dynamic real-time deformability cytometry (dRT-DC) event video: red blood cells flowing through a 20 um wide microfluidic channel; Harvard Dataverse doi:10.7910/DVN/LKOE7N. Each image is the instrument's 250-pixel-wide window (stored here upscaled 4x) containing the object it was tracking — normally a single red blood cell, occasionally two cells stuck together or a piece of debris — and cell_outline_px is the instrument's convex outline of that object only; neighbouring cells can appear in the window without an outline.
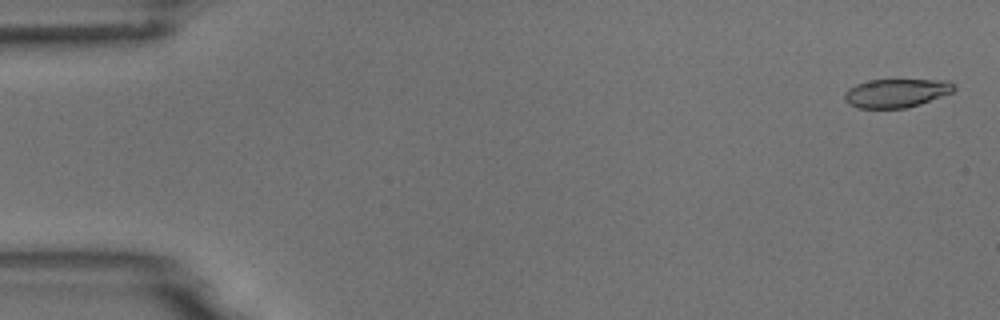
{"species": "common noctule bat (a hibernating species)", "species_latin": "Nyctalus noctula", "temperature_condition": "room temperature", "stored_images_in_passage": 6, "camera_frame_rate_fps": 3000, "um_per_image_px": 0.085, "animal": {"sex": "male", "body_mass_g": 18.8}, "frame": {"image": 1, "passage_image": 1, "time_ms": 0.0, "image_size_px": [1000, 320], "cell_outline_px": [[956, 88], [952, 92], [920, 104], [904, 108], [856, 108], [848, 104], [844, 100], [844, 92], [848, 88], [856, 84], [872, 80], [948, 80], [956, 84]], "centroid_in_image_um": [76.17, 7.91], "position_along_channel_um": 8.8, "area_um2": 18.32}}
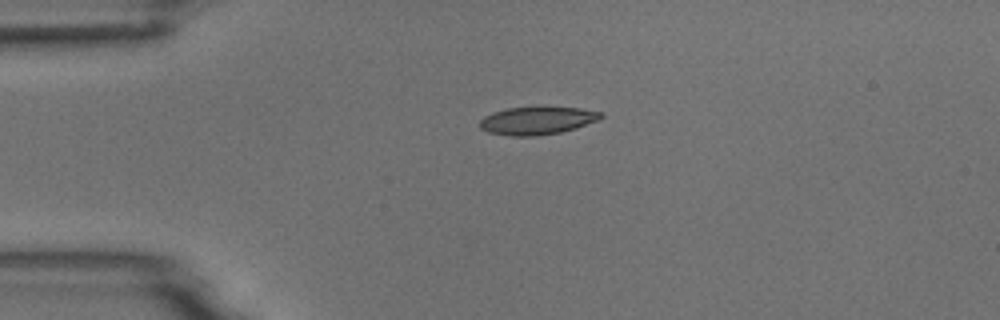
{"frame": {"image": 2, "passage_image": 4, "time_ms": 3.667, "image_size_px": [1000, 320], "cell_outline_px": [[604, 116], [600, 120], [576, 128], [560, 132], [536, 136], [512, 136], [488, 132], [480, 128], [480, 120], [484, 116], [492, 112], [508, 108], [580, 108], [604, 112]], "centroid_in_image_um": [45.69, 10.26], "position_along_channel_um": 39.3, "area_um2": 19.54}}